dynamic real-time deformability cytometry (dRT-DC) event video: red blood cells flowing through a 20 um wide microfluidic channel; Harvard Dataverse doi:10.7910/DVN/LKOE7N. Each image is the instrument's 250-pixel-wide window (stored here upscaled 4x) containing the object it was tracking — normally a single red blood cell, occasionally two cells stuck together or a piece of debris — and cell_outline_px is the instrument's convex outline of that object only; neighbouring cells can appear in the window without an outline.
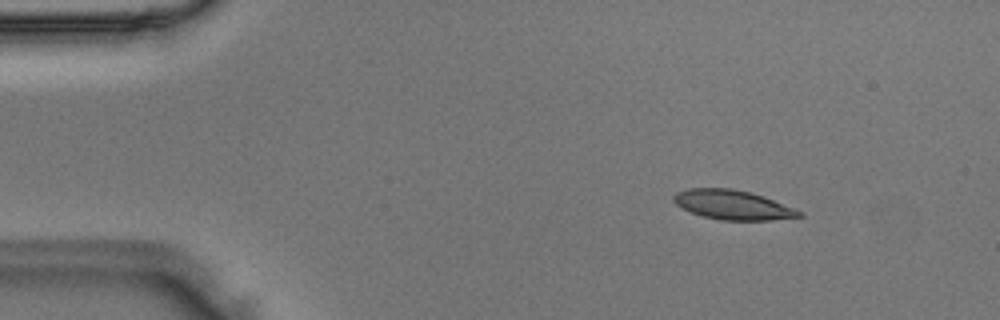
{"species": "Egyptian fruit bat (a non-hibernating species)", "species_latin": "Rousettus aegyptiacus", "temperature_condition": "room temperature", "stored_images_in_passage": 44, "camera_frame_rate_fps": 3000, "um_per_image_px": 0.085, "animal": {"sex": "male"}, "frame": {"image": 1, "passage_image": 1, "time_ms": 0.0, "image_size_px": [1000, 320], "cell_outline_px": [[804, 216], [772, 220], [720, 220], [704, 216], [692, 212], [676, 204], [672, 200], [672, 196], [676, 192], [688, 188], [732, 188], [752, 192], [764, 196], [804, 212]], "centroid_in_image_um": [62.3, 17.4], "position_along_channel_um": 22.7, "area_um2": 21.62}}
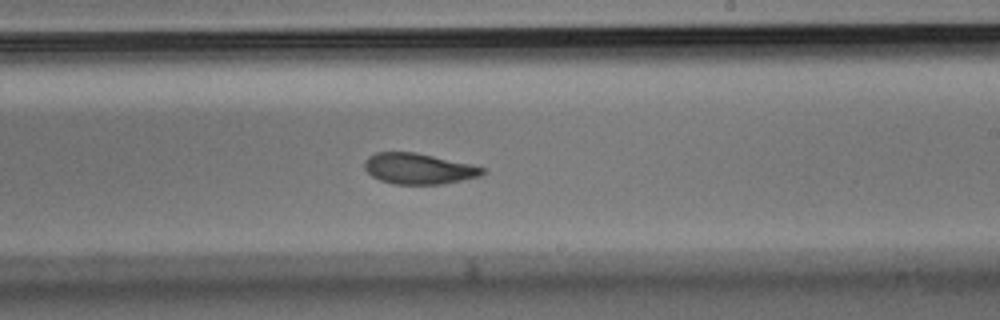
{"frame": {"image": 2, "passage_image": 24, "time_ms": 7.667, "image_size_px": [1000, 320], "cell_outline_px": [[484, 172], [480, 176], [444, 184], [392, 184], [380, 180], [372, 176], [364, 168], [364, 160], [368, 156], [376, 152], [416, 152], [472, 164], [484, 168]], "centroid_in_image_um": [35.56, 14.33], "position_along_channel_um": 253.4, "area_um2": 21.27}}
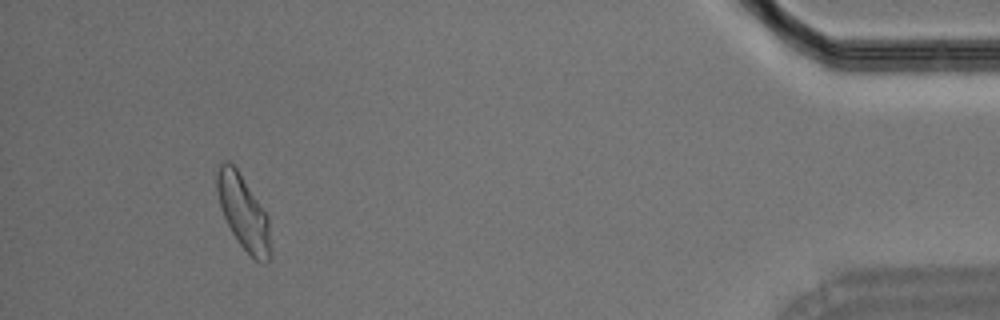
{"frame": {"image": 3, "passage_image": 41, "time_ms": 13.333, "image_size_px": [1000, 320], "cell_outline_px": [[268, 260], [264, 264], [256, 260], [240, 244], [232, 232], [224, 216], [220, 204], [216, 188], [216, 164], [224, 160], [228, 160], [236, 168], [268, 216]], "centroid_in_image_um": [20.62, 17.96], "position_along_channel_um": 414.6, "area_um2": 22.43}}